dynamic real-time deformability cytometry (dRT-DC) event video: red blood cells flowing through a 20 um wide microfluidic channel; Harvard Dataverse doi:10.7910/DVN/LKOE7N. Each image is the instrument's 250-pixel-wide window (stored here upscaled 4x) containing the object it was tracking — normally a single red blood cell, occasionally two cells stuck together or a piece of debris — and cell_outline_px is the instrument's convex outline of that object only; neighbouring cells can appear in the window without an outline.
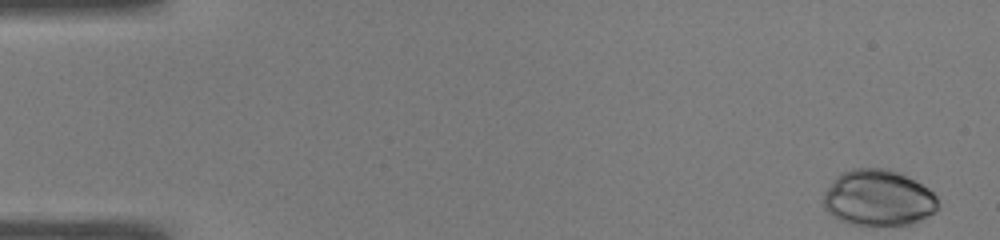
{"species": "common noctule bat (a hibernating species)", "species_latin": "Nyctalus noctula", "temperature_condition": "warm", "stored_images_in_passage": 52, "camera_frame_rate_fps": 3000, "um_per_image_px": 0.085, "animal": {"sex": "male", "body_mass_g": 19.0, "forearm_length_mm": 50.8}, "frame": {"image": 1, "passage_image": 1, "time_ms": 0.0, "image_size_px": [1000, 240], "cell_outline_px": [[936, 208], [932, 212], [920, 220], [908, 224], [848, 224], [832, 216], [824, 208], [824, 192], [836, 176], [852, 168], [888, 168], [928, 188], [936, 196]], "centroid_in_image_um": [74.6, 16.81], "position_along_channel_um": 10.4, "area_um2": 36.76}}
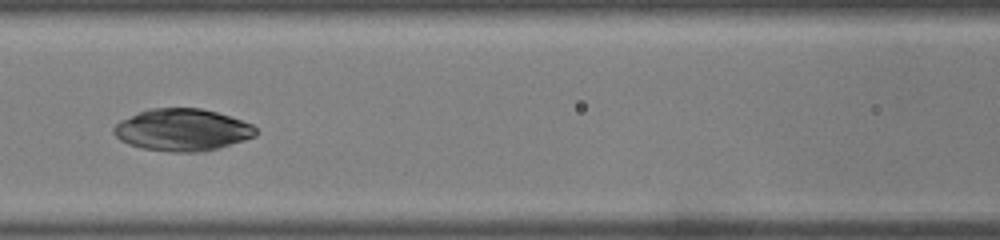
{"frame": {"image": 2, "passage_image": 23, "time_ms": 7.333, "image_size_px": [1000, 240], "cell_outline_px": [[256, 136], [220, 148], [200, 152], [168, 152], [140, 148], [128, 144], [120, 140], [112, 132], [112, 128], [120, 120], [140, 112], [152, 108], [200, 108], [216, 112], [252, 124], [256, 128]], "centroid_in_image_um": [15.48, 11.05], "position_along_channel_um": 151.1, "area_um2": 34.85}}
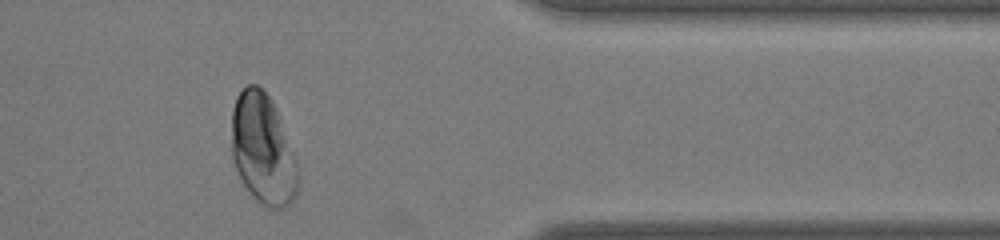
{"frame": {"image": 3, "passage_image": 43, "time_ms": 14.0, "image_size_px": [1000, 240], "cell_outline_px": [[300, 180], [296, 196], [288, 204], [280, 208], [268, 208], [260, 204], [252, 196], [244, 184], [236, 168], [232, 156], [232, 112], [236, 96], [248, 84], [256, 84], [272, 100], [296, 160], [300, 172]], "centroid_in_image_um": [22.36, 12.73], "position_along_channel_um": 389.0, "area_um2": 42.6}}